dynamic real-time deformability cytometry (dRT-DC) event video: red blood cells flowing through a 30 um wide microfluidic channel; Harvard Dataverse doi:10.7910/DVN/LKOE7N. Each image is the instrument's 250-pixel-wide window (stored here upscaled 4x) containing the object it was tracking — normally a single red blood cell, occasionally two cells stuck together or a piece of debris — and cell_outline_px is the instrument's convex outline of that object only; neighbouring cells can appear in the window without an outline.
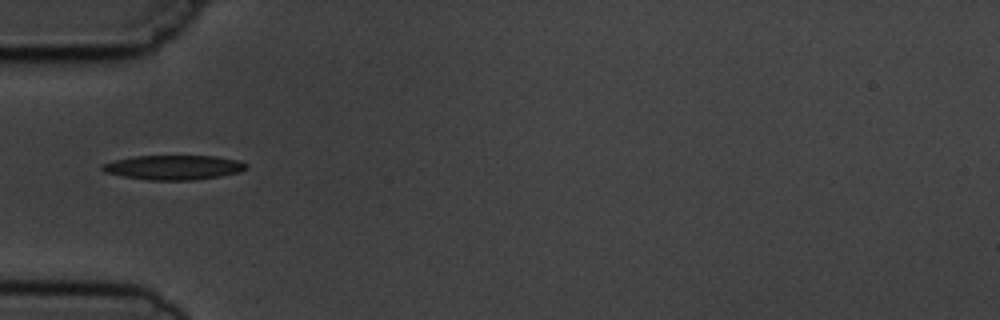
{"species": "common noctule bat (a hibernating species)", "species_latin": "Nyctalus noctula", "temperature_condition": "cold", "stored_images_in_passage": 7, "camera_frame_rate_fps": 3000, "um_per_image_px": 0.085, "animal": {"sex": "male", "body_mass_g": 19.5, "forearm_length_mm": 54.6}, "frame": {"image": 1, "passage_image": 1, "time_ms": 0.0, "image_size_px": [1000, 320], "cell_outline_px": [[248, 168], [240, 172], [220, 176], [192, 180], [148, 180], [124, 176], [104, 172], [100, 168], [100, 164], [132, 156], [216, 156], [240, 160], [248, 164]], "centroid_in_image_um": [14.78, 14.22], "position_along_channel_um": 70.2, "area_um2": 20.69}}
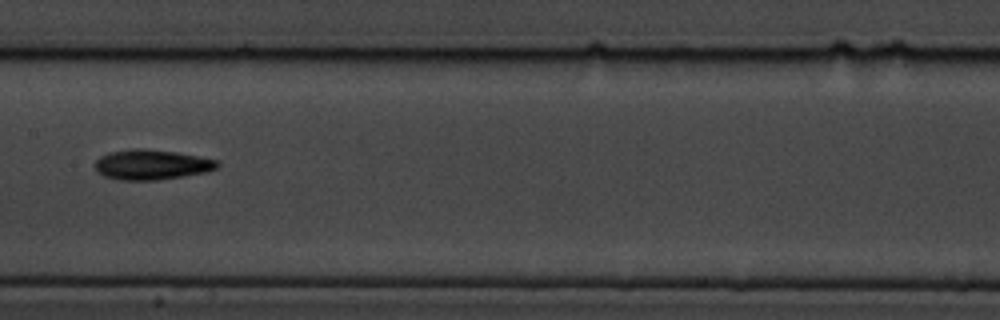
{"frame": {"image": 2, "passage_image": 4, "time_ms": 3.333, "image_size_px": [1000, 320], "cell_outline_px": [[220, 164], [216, 168], [208, 172], [156, 180], [120, 180], [104, 176], [96, 172], [96, 160], [100, 156], [108, 152], [132, 148], [144, 148], [176, 152], [220, 160]], "centroid_in_image_um": [12.89, 13.98], "position_along_channel_um": 194.5, "area_um2": 21.62}}
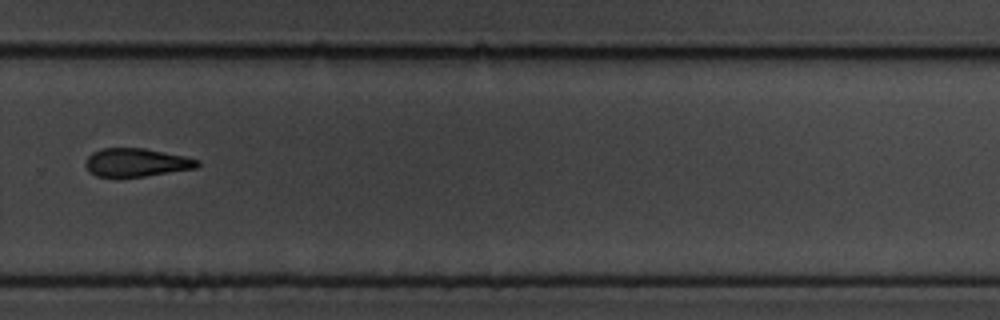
{"frame": {"image": 3, "passage_image": 7, "time_ms": 6.667, "image_size_px": [1000, 320], "cell_outline_px": [[200, 164], [196, 168], [144, 176], [96, 176], [88, 172], [84, 164], [88, 156], [92, 152], [100, 148], [144, 148], [184, 156], [200, 160]], "centroid_in_image_um": [11.56, 13.8], "position_along_channel_um": 318.2, "area_um2": 18.38}}